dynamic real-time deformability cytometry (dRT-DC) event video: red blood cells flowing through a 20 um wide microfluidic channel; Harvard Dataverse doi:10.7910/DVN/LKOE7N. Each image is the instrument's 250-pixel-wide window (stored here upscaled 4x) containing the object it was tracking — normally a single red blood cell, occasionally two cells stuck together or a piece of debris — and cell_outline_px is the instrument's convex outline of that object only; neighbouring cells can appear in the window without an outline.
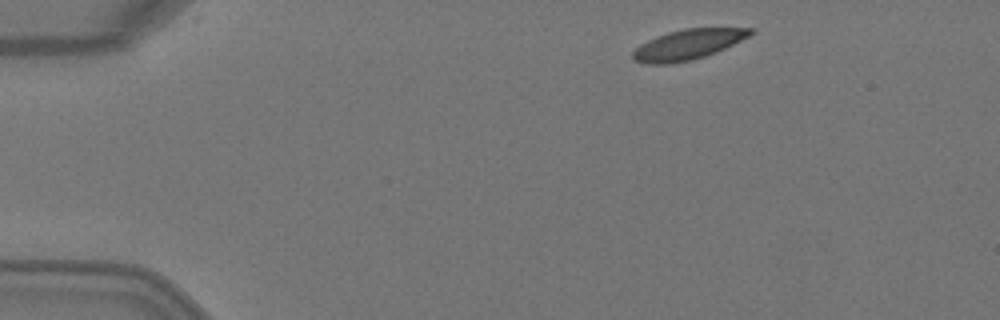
{"species": "Egyptian fruit bat (a non-hibernating species)", "species_latin": "Rousettus aegyptiacus", "temperature_condition": "warm", "stored_images_in_passage": 3, "camera_frame_rate_fps": 3000, "um_per_image_px": 0.085, "animal": {"sex": "female"}, "frame": {"image": 1, "passage_image": 1, "time_ms": 0.0, "image_size_px": [1000, 320], "cell_outline_px": [[756, 32], [716, 52], [692, 60], [668, 64], [644, 64], [632, 60], [632, 52], [640, 44], [656, 36], [668, 32], [684, 28], [756, 28]], "centroid_in_image_um": [58.43, 3.79], "position_along_channel_um": 26.6, "area_um2": 20.69}}